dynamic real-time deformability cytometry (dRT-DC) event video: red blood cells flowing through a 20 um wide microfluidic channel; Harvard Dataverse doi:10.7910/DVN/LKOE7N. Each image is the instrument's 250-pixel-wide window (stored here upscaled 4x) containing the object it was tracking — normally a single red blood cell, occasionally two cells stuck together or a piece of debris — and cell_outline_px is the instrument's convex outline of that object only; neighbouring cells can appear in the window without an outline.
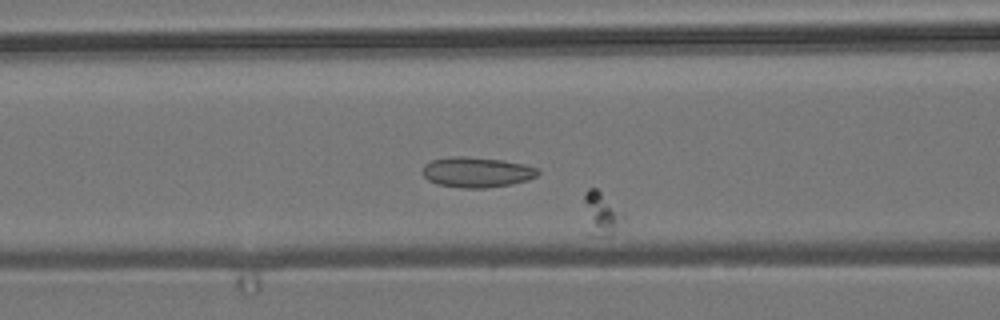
{"species": "common noctule bat (a hibernating species)", "species_latin": "Nyctalus noctula", "temperature_condition": "room temperature", "stored_images_in_passage": 53, "camera_frame_rate_fps": 3000, "um_per_image_px": 0.085, "animal": {"sex": "male", "body_mass_g": 19.2, "forearm_length_mm": 51.8}, "frame": {"image": 1, "passage_image": 19, "time_ms": 6.0, "image_size_px": [1000, 320], "cell_outline_px": [[628, 216], [612, 236], [588, 236], [584, 232], [584, 192], [588, 188], [596, 188]], "centroid_in_image_um": [51.09, 18.24], "position_along_channel_um": 115.5, "area_um2": 10.75}}
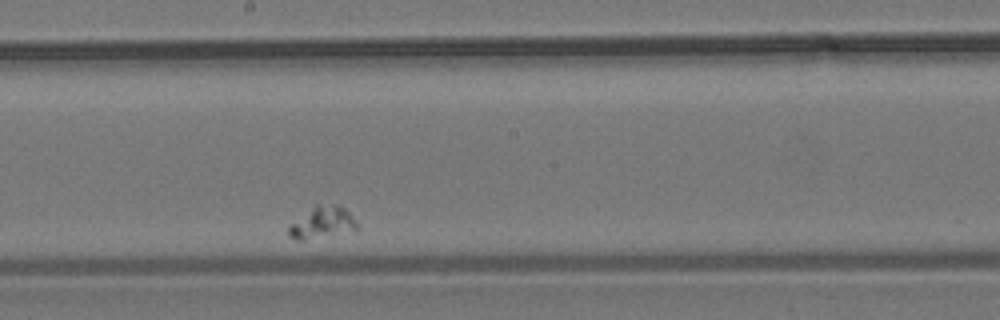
{"frame": {"image": 2, "passage_image": 30, "time_ms": 9.667, "image_size_px": [1000, 320], "cell_outline_px": [[360, 228], [356, 232], [304, 240], [296, 240], [288, 236], [288, 224], [316, 204], [344, 208], [348, 212]], "centroid_in_image_um": [27.37, 18.98], "position_along_channel_um": 220.8, "area_um2": 12.83}}
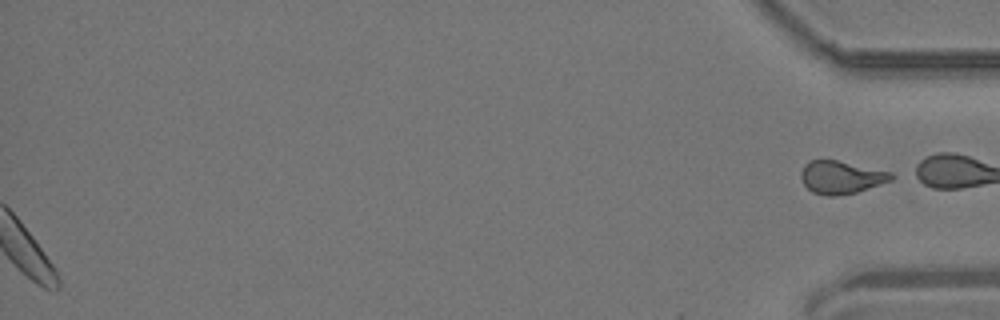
{"frame": {"image": 3, "passage_image": 53, "time_ms": 17.333, "image_size_px": [1000, 320], "cell_outline_px": [[900, 176], [892, 180], [856, 192], [836, 196], [824, 196], [812, 192], [804, 184], [800, 176], [800, 172], [804, 164], [808, 160], [836, 160], [892, 172]], "centroid_in_image_um": [71.51, 15.07], "position_along_channel_um": 363.7, "area_um2": 17.46}}